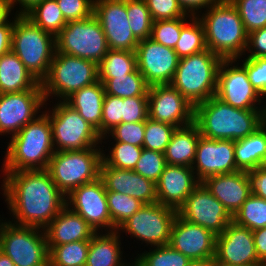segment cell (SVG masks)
I'll return each instance as SVG.
<instances>
[{"label": "cell", "mask_w": 266, "mask_h": 266, "mask_svg": "<svg viewBox=\"0 0 266 266\" xmlns=\"http://www.w3.org/2000/svg\"><path fill=\"white\" fill-rule=\"evenodd\" d=\"M2 195L17 225L44 229L66 206L47 169L4 172ZM4 191V192H3Z\"/></svg>", "instance_id": "1"}, {"label": "cell", "mask_w": 266, "mask_h": 266, "mask_svg": "<svg viewBox=\"0 0 266 266\" xmlns=\"http://www.w3.org/2000/svg\"><path fill=\"white\" fill-rule=\"evenodd\" d=\"M266 122V110L232 107L216 96L195 106L194 123L201 136L215 140H239Z\"/></svg>", "instance_id": "2"}, {"label": "cell", "mask_w": 266, "mask_h": 266, "mask_svg": "<svg viewBox=\"0 0 266 266\" xmlns=\"http://www.w3.org/2000/svg\"><path fill=\"white\" fill-rule=\"evenodd\" d=\"M1 172L47 169L53 156L52 127L42 112L7 142Z\"/></svg>", "instance_id": "3"}, {"label": "cell", "mask_w": 266, "mask_h": 266, "mask_svg": "<svg viewBox=\"0 0 266 266\" xmlns=\"http://www.w3.org/2000/svg\"><path fill=\"white\" fill-rule=\"evenodd\" d=\"M204 12L197 18L204 27L207 49L222 59L239 62L240 57L244 58L248 33L237 9L230 0H218Z\"/></svg>", "instance_id": "4"}, {"label": "cell", "mask_w": 266, "mask_h": 266, "mask_svg": "<svg viewBox=\"0 0 266 266\" xmlns=\"http://www.w3.org/2000/svg\"><path fill=\"white\" fill-rule=\"evenodd\" d=\"M11 50L41 83L56 53V37L43 31L25 15L15 14Z\"/></svg>", "instance_id": "5"}, {"label": "cell", "mask_w": 266, "mask_h": 266, "mask_svg": "<svg viewBox=\"0 0 266 266\" xmlns=\"http://www.w3.org/2000/svg\"><path fill=\"white\" fill-rule=\"evenodd\" d=\"M222 60L209 49L181 58L171 85L195 107L215 96Z\"/></svg>", "instance_id": "6"}, {"label": "cell", "mask_w": 266, "mask_h": 266, "mask_svg": "<svg viewBox=\"0 0 266 266\" xmlns=\"http://www.w3.org/2000/svg\"><path fill=\"white\" fill-rule=\"evenodd\" d=\"M98 80L96 62L56 52L47 76L41 81V87L46 102L51 96L64 101L73 92Z\"/></svg>", "instance_id": "7"}, {"label": "cell", "mask_w": 266, "mask_h": 266, "mask_svg": "<svg viewBox=\"0 0 266 266\" xmlns=\"http://www.w3.org/2000/svg\"><path fill=\"white\" fill-rule=\"evenodd\" d=\"M103 149L92 147L54 152L47 170L53 182L65 196L77 187L99 178Z\"/></svg>", "instance_id": "8"}, {"label": "cell", "mask_w": 266, "mask_h": 266, "mask_svg": "<svg viewBox=\"0 0 266 266\" xmlns=\"http://www.w3.org/2000/svg\"><path fill=\"white\" fill-rule=\"evenodd\" d=\"M57 100L52 108L43 111L51 123L54 150L73 151L100 147L102 136L98 131L77 110L65 101Z\"/></svg>", "instance_id": "9"}, {"label": "cell", "mask_w": 266, "mask_h": 266, "mask_svg": "<svg viewBox=\"0 0 266 266\" xmlns=\"http://www.w3.org/2000/svg\"><path fill=\"white\" fill-rule=\"evenodd\" d=\"M0 220V250L16 266H49L44 229Z\"/></svg>", "instance_id": "10"}, {"label": "cell", "mask_w": 266, "mask_h": 266, "mask_svg": "<svg viewBox=\"0 0 266 266\" xmlns=\"http://www.w3.org/2000/svg\"><path fill=\"white\" fill-rule=\"evenodd\" d=\"M109 50L105 33L98 18L67 22L56 36V52L88 59L97 64Z\"/></svg>", "instance_id": "11"}, {"label": "cell", "mask_w": 266, "mask_h": 266, "mask_svg": "<svg viewBox=\"0 0 266 266\" xmlns=\"http://www.w3.org/2000/svg\"><path fill=\"white\" fill-rule=\"evenodd\" d=\"M176 215L177 210L158 202L144 204L117 231L126 232V236L130 234L131 238L145 242L147 247L167 245L170 242L171 227Z\"/></svg>", "instance_id": "12"}, {"label": "cell", "mask_w": 266, "mask_h": 266, "mask_svg": "<svg viewBox=\"0 0 266 266\" xmlns=\"http://www.w3.org/2000/svg\"><path fill=\"white\" fill-rule=\"evenodd\" d=\"M239 64L236 59L221 61L217 72L215 96L235 108L266 110V103L262 101L263 97L252 86L246 69Z\"/></svg>", "instance_id": "13"}, {"label": "cell", "mask_w": 266, "mask_h": 266, "mask_svg": "<svg viewBox=\"0 0 266 266\" xmlns=\"http://www.w3.org/2000/svg\"><path fill=\"white\" fill-rule=\"evenodd\" d=\"M45 105L41 83L32 90L0 94V135L13 137L47 109Z\"/></svg>", "instance_id": "14"}, {"label": "cell", "mask_w": 266, "mask_h": 266, "mask_svg": "<svg viewBox=\"0 0 266 266\" xmlns=\"http://www.w3.org/2000/svg\"><path fill=\"white\" fill-rule=\"evenodd\" d=\"M66 206L79 214L95 232H112L107 191L102 179L83 184L66 197ZM102 227V228H101Z\"/></svg>", "instance_id": "15"}, {"label": "cell", "mask_w": 266, "mask_h": 266, "mask_svg": "<svg viewBox=\"0 0 266 266\" xmlns=\"http://www.w3.org/2000/svg\"><path fill=\"white\" fill-rule=\"evenodd\" d=\"M177 214L186 221L202 226L215 235L232 222V215L201 182L186 198Z\"/></svg>", "instance_id": "16"}, {"label": "cell", "mask_w": 266, "mask_h": 266, "mask_svg": "<svg viewBox=\"0 0 266 266\" xmlns=\"http://www.w3.org/2000/svg\"><path fill=\"white\" fill-rule=\"evenodd\" d=\"M135 54L137 69L149 86L171 84L180 60L173 48L147 38L139 41Z\"/></svg>", "instance_id": "17"}, {"label": "cell", "mask_w": 266, "mask_h": 266, "mask_svg": "<svg viewBox=\"0 0 266 266\" xmlns=\"http://www.w3.org/2000/svg\"><path fill=\"white\" fill-rule=\"evenodd\" d=\"M148 117L176 128L194 122L195 107L171 84L149 86Z\"/></svg>", "instance_id": "18"}, {"label": "cell", "mask_w": 266, "mask_h": 266, "mask_svg": "<svg viewBox=\"0 0 266 266\" xmlns=\"http://www.w3.org/2000/svg\"><path fill=\"white\" fill-rule=\"evenodd\" d=\"M93 14L101 24L109 49L135 52L139 41L129 25L126 0H94Z\"/></svg>", "instance_id": "19"}, {"label": "cell", "mask_w": 266, "mask_h": 266, "mask_svg": "<svg viewBox=\"0 0 266 266\" xmlns=\"http://www.w3.org/2000/svg\"><path fill=\"white\" fill-rule=\"evenodd\" d=\"M192 169L200 182L210 176L239 171L235 160V141L200 136Z\"/></svg>", "instance_id": "20"}, {"label": "cell", "mask_w": 266, "mask_h": 266, "mask_svg": "<svg viewBox=\"0 0 266 266\" xmlns=\"http://www.w3.org/2000/svg\"><path fill=\"white\" fill-rule=\"evenodd\" d=\"M215 259L229 265L264 266L257 257L252 231L233 221L216 236Z\"/></svg>", "instance_id": "21"}, {"label": "cell", "mask_w": 266, "mask_h": 266, "mask_svg": "<svg viewBox=\"0 0 266 266\" xmlns=\"http://www.w3.org/2000/svg\"><path fill=\"white\" fill-rule=\"evenodd\" d=\"M216 236L212 231L190 223L177 214L171 227L169 245L190 260H202L215 257Z\"/></svg>", "instance_id": "22"}, {"label": "cell", "mask_w": 266, "mask_h": 266, "mask_svg": "<svg viewBox=\"0 0 266 266\" xmlns=\"http://www.w3.org/2000/svg\"><path fill=\"white\" fill-rule=\"evenodd\" d=\"M200 183L192 167L167 164L156 182L157 202L178 210Z\"/></svg>", "instance_id": "23"}, {"label": "cell", "mask_w": 266, "mask_h": 266, "mask_svg": "<svg viewBox=\"0 0 266 266\" xmlns=\"http://www.w3.org/2000/svg\"><path fill=\"white\" fill-rule=\"evenodd\" d=\"M107 192H119L144 204L157 202L156 184L134 170L108 167L103 161L99 176Z\"/></svg>", "instance_id": "24"}, {"label": "cell", "mask_w": 266, "mask_h": 266, "mask_svg": "<svg viewBox=\"0 0 266 266\" xmlns=\"http://www.w3.org/2000/svg\"><path fill=\"white\" fill-rule=\"evenodd\" d=\"M202 183L232 216L251 195L246 171L210 176Z\"/></svg>", "instance_id": "25"}, {"label": "cell", "mask_w": 266, "mask_h": 266, "mask_svg": "<svg viewBox=\"0 0 266 266\" xmlns=\"http://www.w3.org/2000/svg\"><path fill=\"white\" fill-rule=\"evenodd\" d=\"M48 250L65 243L90 240L96 233L76 212L65 206L44 228Z\"/></svg>", "instance_id": "26"}, {"label": "cell", "mask_w": 266, "mask_h": 266, "mask_svg": "<svg viewBox=\"0 0 266 266\" xmlns=\"http://www.w3.org/2000/svg\"><path fill=\"white\" fill-rule=\"evenodd\" d=\"M105 94L104 84L98 80L73 92L64 101L77 110L79 115L101 135L102 109Z\"/></svg>", "instance_id": "27"}, {"label": "cell", "mask_w": 266, "mask_h": 266, "mask_svg": "<svg viewBox=\"0 0 266 266\" xmlns=\"http://www.w3.org/2000/svg\"><path fill=\"white\" fill-rule=\"evenodd\" d=\"M101 234L96 232L90 239L85 266H126L121 251L120 232L115 230ZM122 260V261H121Z\"/></svg>", "instance_id": "28"}, {"label": "cell", "mask_w": 266, "mask_h": 266, "mask_svg": "<svg viewBox=\"0 0 266 266\" xmlns=\"http://www.w3.org/2000/svg\"><path fill=\"white\" fill-rule=\"evenodd\" d=\"M200 136V130L194 122L188 126L176 128L164 151L167 164L192 167Z\"/></svg>", "instance_id": "29"}, {"label": "cell", "mask_w": 266, "mask_h": 266, "mask_svg": "<svg viewBox=\"0 0 266 266\" xmlns=\"http://www.w3.org/2000/svg\"><path fill=\"white\" fill-rule=\"evenodd\" d=\"M39 83L12 50L0 56V94L32 90Z\"/></svg>", "instance_id": "30"}, {"label": "cell", "mask_w": 266, "mask_h": 266, "mask_svg": "<svg viewBox=\"0 0 266 266\" xmlns=\"http://www.w3.org/2000/svg\"><path fill=\"white\" fill-rule=\"evenodd\" d=\"M266 155V122L253 134L235 141V160L239 171H250L262 164Z\"/></svg>", "instance_id": "31"}, {"label": "cell", "mask_w": 266, "mask_h": 266, "mask_svg": "<svg viewBox=\"0 0 266 266\" xmlns=\"http://www.w3.org/2000/svg\"><path fill=\"white\" fill-rule=\"evenodd\" d=\"M99 80L104 84L105 95L121 98L148 97L149 85L137 68L128 75L99 78Z\"/></svg>", "instance_id": "32"}, {"label": "cell", "mask_w": 266, "mask_h": 266, "mask_svg": "<svg viewBox=\"0 0 266 266\" xmlns=\"http://www.w3.org/2000/svg\"><path fill=\"white\" fill-rule=\"evenodd\" d=\"M25 16L55 37L67 24L56 0H43Z\"/></svg>", "instance_id": "33"}, {"label": "cell", "mask_w": 266, "mask_h": 266, "mask_svg": "<svg viewBox=\"0 0 266 266\" xmlns=\"http://www.w3.org/2000/svg\"><path fill=\"white\" fill-rule=\"evenodd\" d=\"M137 68L136 54L132 51L109 49L103 59L98 63L99 78H116L128 75Z\"/></svg>", "instance_id": "34"}, {"label": "cell", "mask_w": 266, "mask_h": 266, "mask_svg": "<svg viewBox=\"0 0 266 266\" xmlns=\"http://www.w3.org/2000/svg\"><path fill=\"white\" fill-rule=\"evenodd\" d=\"M207 49L204 27L197 17H193L181 30L174 48L178 57L184 58Z\"/></svg>", "instance_id": "35"}, {"label": "cell", "mask_w": 266, "mask_h": 266, "mask_svg": "<svg viewBox=\"0 0 266 266\" xmlns=\"http://www.w3.org/2000/svg\"><path fill=\"white\" fill-rule=\"evenodd\" d=\"M90 240L65 243L49 251V266H85Z\"/></svg>", "instance_id": "36"}, {"label": "cell", "mask_w": 266, "mask_h": 266, "mask_svg": "<svg viewBox=\"0 0 266 266\" xmlns=\"http://www.w3.org/2000/svg\"><path fill=\"white\" fill-rule=\"evenodd\" d=\"M232 221L251 231L266 227V200L251 194L232 216Z\"/></svg>", "instance_id": "37"}, {"label": "cell", "mask_w": 266, "mask_h": 266, "mask_svg": "<svg viewBox=\"0 0 266 266\" xmlns=\"http://www.w3.org/2000/svg\"><path fill=\"white\" fill-rule=\"evenodd\" d=\"M138 254L134 261L138 266H186L190 259L169 244L154 246Z\"/></svg>", "instance_id": "38"}, {"label": "cell", "mask_w": 266, "mask_h": 266, "mask_svg": "<svg viewBox=\"0 0 266 266\" xmlns=\"http://www.w3.org/2000/svg\"><path fill=\"white\" fill-rule=\"evenodd\" d=\"M107 204L112 221V231L117 230L133 216L144 203L119 192H107Z\"/></svg>", "instance_id": "39"}, {"label": "cell", "mask_w": 266, "mask_h": 266, "mask_svg": "<svg viewBox=\"0 0 266 266\" xmlns=\"http://www.w3.org/2000/svg\"><path fill=\"white\" fill-rule=\"evenodd\" d=\"M126 11L134 37L138 41L150 38L153 20L145 0H126Z\"/></svg>", "instance_id": "40"}, {"label": "cell", "mask_w": 266, "mask_h": 266, "mask_svg": "<svg viewBox=\"0 0 266 266\" xmlns=\"http://www.w3.org/2000/svg\"><path fill=\"white\" fill-rule=\"evenodd\" d=\"M109 153L102 152V161L108 166L119 169L134 170L140 159L143 147L114 141Z\"/></svg>", "instance_id": "41"}, {"label": "cell", "mask_w": 266, "mask_h": 266, "mask_svg": "<svg viewBox=\"0 0 266 266\" xmlns=\"http://www.w3.org/2000/svg\"><path fill=\"white\" fill-rule=\"evenodd\" d=\"M247 33L266 27V0H230Z\"/></svg>", "instance_id": "42"}, {"label": "cell", "mask_w": 266, "mask_h": 266, "mask_svg": "<svg viewBox=\"0 0 266 266\" xmlns=\"http://www.w3.org/2000/svg\"><path fill=\"white\" fill-rule=\"evenodd\" d=\"M188 18L189 17H182L171 20L153 21L150 38L157 43L174 49L180 38L182 28L193 17Z\"/></svg>", "instance_id": "43"}, {"label": "cell", "mask_w": 266, "mask_h": 266, "mask_svg": "<svg viewBox=\"0 0 266 266\" xmlns=\"http://www.w3.org/2000/svg\"><path fill=\"white\" fill-rule=\"evenodd\" d=\"M176 127L150 119H146L143 148L164 153Z\"/></svg>", "instance_id": "44"}, {"label": "cell", "mask_w": 266, "mask_h": 266, "mask_svg": "<svg viewBox=\"0 0 266 266\" xmlns=\"http://www.w3.org/2000/svg\"><path fill=\"white\" fill-rule=\"evenodd\" d=\"M166 165L164 153L143 148L134 171L156 184Z\"/></svg>", "instance_id": "45"}, {"label": "cell", "mask_w": 266, "mask_h": 266, "mask_svg": "<svg viewBox=\"0 0 266 266\" xmlns=\"http://www.w3.org/2000/svg\"><path fill=\"white\" fill-rule=\"evenodd\" d=\"M145 123L146 121L118 124L102 136V142L106 143L105 139H109L111 135L110 139L114 141L143 147Z\"/></svg>", "instance_id": "46"}, {"label": "cell", "mask_w": 266, "mask_h": 266, "mask_svg": "<svg viewBox=\"0 0 266 266\" xmlns=\"http://www.w3.org/2000/svg\"><path fill=\"white\" fill-rule=\"evenodd\" d=\"M123 98L105 95L103 100L101 136L105 135L114 126L122 123Z\"/></svg>", "instance_id": "47"}, {"label": "cell", "mask_w": 266, "mask_h": 266, "mask_svg": "<svg viewBox=\"0 0 266 266\" xmlns=\"http://www.w3.org/2000/svg\"><path fill=\"white\" fill-rule=\"evenodd\" d=\"M242 66L246 69L249 81L255 90L263 97L266 96V58L246 57L242 60Z\"/></svg>", "instance_id": "48"}, {"label": "cell", "mask_w": 266, "mask_h": 266, "mask_svg": "<svg viewBox=\"0 0 266 266\" xmlns=\"http://www.w3.org/2000/svg\"><path fill=\"white\" fill-rule=\"evenodd\" d=\"M145 2L153 21L192 17L183 12L177 0H145Z\"/></svg>", "instance_id": "49"}, {"label": "cell", "mask_w": 266, "mask_h": 266, "mask_svg": "<svg viewBox=\"0 0 266 266\" xmlns=\"http://www.w3.org/2000/svg\"><path fill=\"white\" fill-rule=\"evenodd\" d=\"M67 22L89 18L94 12V0H56Z\"/></svg>", "instance_id": "50"}, {"label": "cell", "mask_w": 266, "mask_h": 266, "mask_svg": "<svg viewBox=\"0 0 266 266\" xmlns=\"http://www.w3.org/2000/svg\"><path fill=\"white\" fill-rule=\"evenodd\" d=\"M122 123L146 121L148 118V97L123 98Z\"/></svg>", "instance_id": "51"}, {"label": "cell", "mask_w": 266, "mask_h": 266, "mask_svg": "<svg viewBox=\"0 0 266 266\" xmlns=\"http://www.w3.org/2000/svg\"><path fill=\"white\" fill-rule=\"evenodd\" d=\"M250 58L265 57L266 58V27L256 29L248 33L247 47L245 55Z\"/></svg>", "instance_id": "52"}, {"label": "cell", "mask_w": 266, "mask_h": 266, "mask_svg": "<svg viewBox=\"0 0 266 266\" xmlns=\"http://www.w3.org/2000/svg\"><path fill=\"white\" fill-rule=\"evenodd\" d=\"M250 192L266 200V169L259 166L247 172Z\"/></svg>", "instance_id": "53"}, {"label": "cell", "mask_w": 266, "mask_h": 266, "mask_svg": "<svg viewBox=\"0 0 266 266\" xmlns=\"http://www.w3.org/2000/svg\"><path fill=\"white\" fill-rule=\"evenodd\" d=\"M218 0H177L179 6L186 15L192 17H198L199 13H202L201 9H209ZM190 13V14H189Z\"/></svg>", "instance_id": "54"}, {"label": "cell", "mask_w": 266, "mask_h": 266, "mask_svg": "<svg viewBox=\"0 0 266 266\" xmlns=\"http://www.w3.org/2000/svg\"><path fill=\"white\" fill-rule=\"evenodd\" d=\"M11 22L10 17L0 25V56L11 51L12 30L14 17Z\"/></svg>", "instance_id": "55"}, {"label": "cell", "mask_w": 266, "mask_h": 266, "mask_svg": "<svg viewBox=\"0 0 266 266\" xmlns=\"http://www.w3.org/2000/svg\"><path fill=\"white\" fill-rule=\"evenodd\" d=\"M252 234L257 257L266 266V227L253 230Z\"/></svg>", "instance_id": "56"}, {"label": "cell", "mask_w": 266, "mask_h": 266, "mask_svg": "<svg viewBox=\"0 0 266 266\" xmlns=\"http://www.w3.org/2000/svg\"><path fill=\"white\" fill-rule=\"evenodd\" d=\"M43 0H8L11 10L18 6L19 9L16 11V15H26L30 10H32L37 4ZM16 4V5H15ZM21 6V7H20Z\"/></svg>", "instance_id": "57"}, {"label": "cell", "mask_w": 266, "mask_h": 266, "mask_svg": "<svg viewBox=\"0 0 266 266\" xmlns=\"http://www.w3.org/2000/svg\"><path fill=\"white\" fill-rule=\"evenodd\" d=\"M216 259L215 257H210L202 260H190L186 266H215Z\"/></svg>", "instance_id": "58"}, {"label": "cell", "mask_w": 266, "mask_h": 266, "mask_svg": "<svg viewBox=\"0 0 266 266\" xmlns=\"http://www.w3.org/2000/svg\"><path fill=\"white\" fill-rule=\"evenodd\" d=\"M11 12L8 0H0V17H10Z\"/></svg>", "instance_id": "59"}, {"label": "cell", "mask_w": 266, "mask_h": 266, "mask_svg": "<svg viewBox=\"0 0 266 266\" xmlns=\"http://www.w3.org/2000/svg\"><path fill=\"white\" fill-rule=\"evenodd\" d=\"M0 266H16L13 261L0 250Z\"/></svg>", "instance_id": "60"}, {"label": "cell", "mask_w": 266, "mask_h": 266, "mask_svg": "<svg viewBox=\"0 0 266 266\" xmlns=\"http://www.w3.org/2000/svg\"><path fill=\"white\" fill-rule=\"evenodd\" d=\"M215 266H248V265H229V264H223V263H220V262H216Z\"/></svg>", "instance_id": "61"}, {"label": "cell", "mask_w": 266, "mask_h": 266, "mask_svg": "<svg viewBox=\"0 0 266 266\" xmlns=\"http://www.w3.org/2000/svg\"><path fill=\"white\" fill-rule=\"evenodd\" d=\"M261 167H263L264 169H266V155L262 161V164L260 165Z\"/></svg>", "instance_id": "62"}, {"label": "cell", "mask_w": 266, "mask_h": 266, "mask_svg": "<svg viewBox=\"0 0 266 266\" xmlns=\"http://www.w3.org/2000/svg\"><path fill=\"white\" fill-rule=\"evenodd\" d=\"M9 17H0V25L6 21Z\"/></svg>", "instance_id": "63"}, {"label": "cell", "mask_w": 266, "mask_h": 266, "mask_svg": "<svg viewBox=\"0 0 266 266\" xmlns=\"http://www.w3.org/2000/svg\"><path fill=\"white\" fill-rule=\"evenodd\" d=\"M126 266H138V264L135 261H133V262L127 264Z\"/></svg>", "instance_id": "64"}]
</instances>
